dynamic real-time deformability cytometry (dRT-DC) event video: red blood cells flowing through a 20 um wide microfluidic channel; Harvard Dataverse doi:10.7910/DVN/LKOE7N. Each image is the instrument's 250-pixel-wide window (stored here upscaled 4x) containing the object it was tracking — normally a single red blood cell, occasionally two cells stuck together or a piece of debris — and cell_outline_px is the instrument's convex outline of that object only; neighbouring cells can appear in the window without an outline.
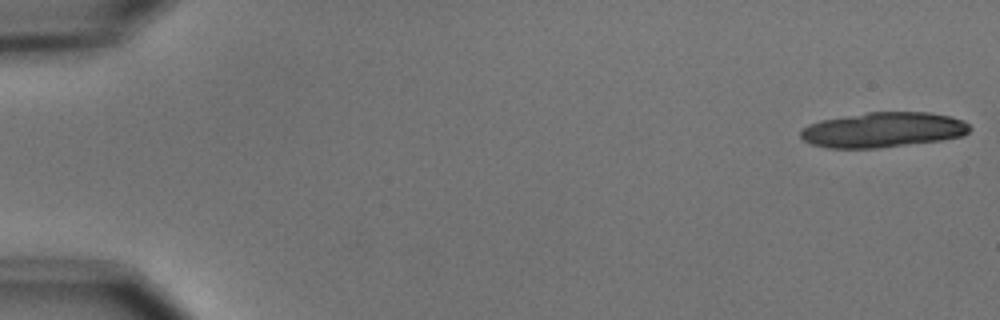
{"species": "common noctule bat (a hibernating species)", "species_latin": "Nyctalus noctula", "temperature_condition": "cold", "stored_images_in_passage": 7, "camera_frame_rate_fps": 3000, "um_per_image_px": 0.085, "animal": {"sex": "male", "body_mass_g": 15.6}, "frame": {"image": 1, "passage_image": 1, "time_ms": 0.0, "image_size_px": [1000, 320], "cell_outline_px": [[972, 128], [968, 132], [960, 136], [940, 140], [876, 148], [828, 148], [812, 144], [804, 140], [800, 136], [800, 132], [808, 124], [820, 120], [868, 112], [928, 112], [952, 116], [964, 120]], "centroid_in_image_um": [75.06, 11.03], "position_along_channel_um": 9.9, "area_um2": 34.51}}